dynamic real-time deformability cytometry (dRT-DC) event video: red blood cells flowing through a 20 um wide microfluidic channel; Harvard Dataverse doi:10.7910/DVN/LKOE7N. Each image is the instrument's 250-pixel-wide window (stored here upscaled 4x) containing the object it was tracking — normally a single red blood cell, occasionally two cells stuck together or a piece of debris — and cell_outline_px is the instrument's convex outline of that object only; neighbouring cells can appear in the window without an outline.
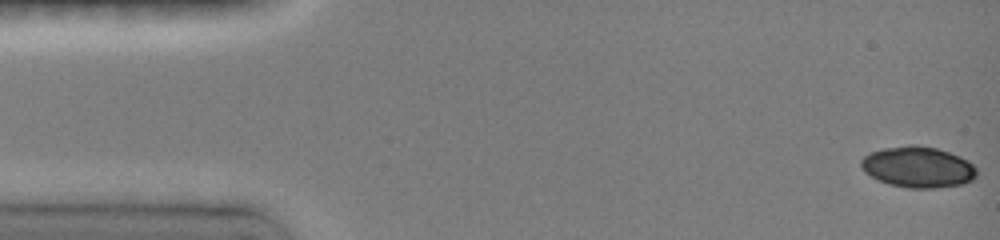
{"species": "common noctule bat (a hibernating species)", "species_latin": "Nyctalus noctula", "temperature_condition": "room temperature", "stored_images_in_passage": 31, "camera_frame_rate_fps": 3000, "um_per_image_px": 0.085, "animal": {"sex": "female", "body_mass_g": 19.0, "forearm_length_mm": 51.5}, "frame": {"image": 1, "passage_image": 1, "time_ms": 0.0, "image_size_px": [1000, 240], "cell_outline_px": [[976, 176], [972, 180], [960, 184], [932, 188], [908, 188], [888, 184], [864, 172], [860, 164], [860, 160], [868, 152], [884, 148], [908, 144], [916, 144], [936, 148], [960, 156], [968, 160], [976, 168]], "centroid_in_image_um": [78.0, 14.18], "position_along_channel_um": 7.0, "area_um2": 27.69}}
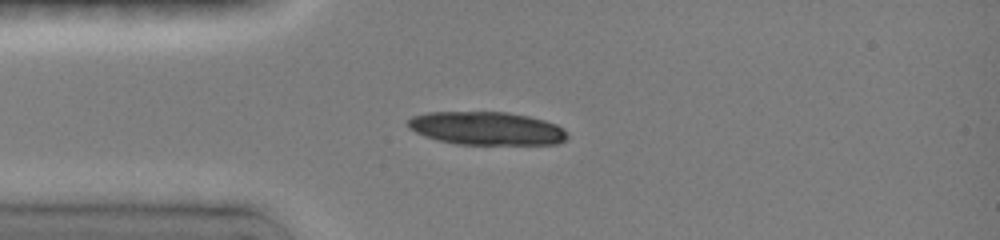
{"frame": {"image": 2, "passage_image": 8, "time_ms": 3.667, "image_size_px": [1000, 240], "cell_outline_px": [[568, 136], [560, 144], [456, 144], [436, 140], [424, 136], [408, 128], [408, 120], [412, 116], [428, 112], [508, 112], [528, 116], [544, 120], [556, 124], [564, 128]], "centroid_in_image_um": [41.36, 10.91], "position_along_channel_um": 43.6, "area_um2": 30.92}}